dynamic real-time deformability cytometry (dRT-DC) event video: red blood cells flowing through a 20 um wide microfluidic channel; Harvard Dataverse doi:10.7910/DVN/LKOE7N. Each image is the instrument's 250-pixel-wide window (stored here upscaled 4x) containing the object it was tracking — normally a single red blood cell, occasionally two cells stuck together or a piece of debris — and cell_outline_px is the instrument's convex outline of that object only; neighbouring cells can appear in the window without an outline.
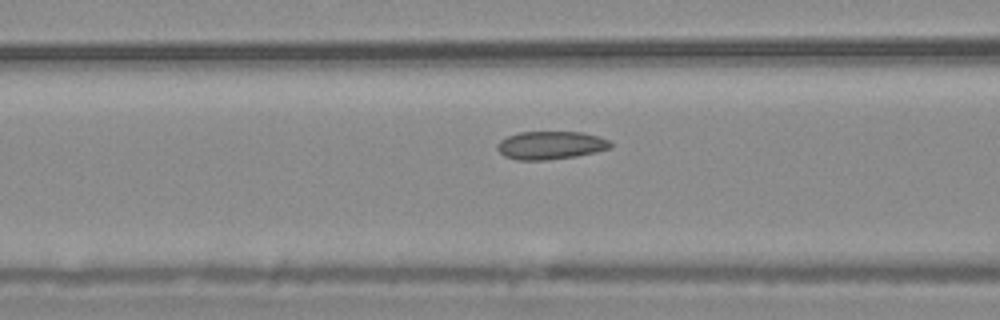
{"species": "common noctule bat (a hibernating species)", "species_latin": "Nyctalus noctula", "temperature_condition": "warm", "stored_images_in_passage": 48, "camera_frame_rate_fps": 3000, "um_per_image_px": 0.085, "animal": {"sex": "male", "body_mass_g": 20.4}, "frame": {"image": 1, "passage_image": 15, "time_ms": 4.667, "image_size_px": [1000, 320], "cell_outline_px": [[612, 148], [596, 152], [576, 156], [548, 160], [516, 160], [504, 156], [496, 148], [496, 144], [500, 140], [508, 136], [520, 132], [580, 132], [600, 136], [608, 140], [612, 144]], "centroid_in_image_um": [46.8, 12.35], "position_along_channel_um": 119.8, "area_um2": 18.67}}
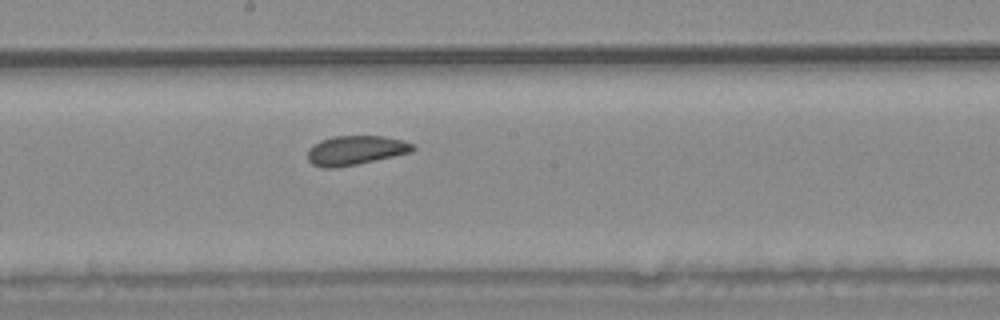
{"frame": {"image": 2, "passage_image": 23, "time_ms": 7.333, "image_size_px": [1000, 320], "cell_outline_px": [[416, 148], [412, 152], [356, 164], [336, 168], [324, 168], [312, 164], [308, 160], [308, 148], [320, 140], [332, 136], [384, 136], [404, 140], [412, 144]], "centroid_in_image_um": [30.21, 12.77], "position_along_channel_um": 218.0, "area_um2": 17.98}}
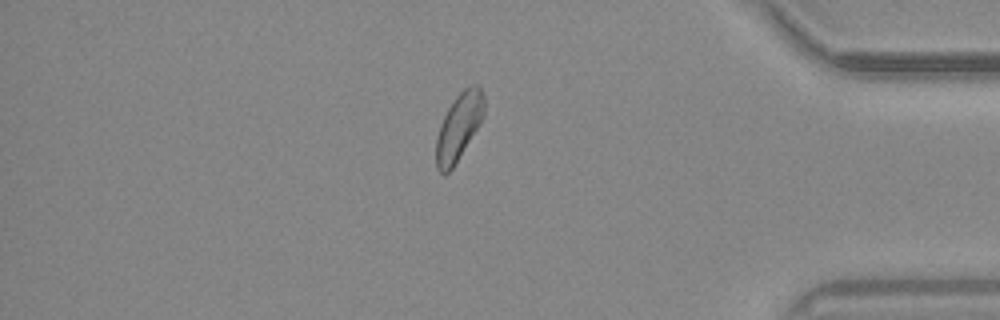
{"frame": {"image": 3, "passage_image": 40, "time_ms": 13.0, "image_size_px": [1000, 320], "cell_outline_px": [[484, 116], [480, 124], [452, 168], [448, 172], [440, 172], [436, 168], [436, 140], [440, 124], [448, 108], [456, 96], [464, 88], [472, 84], [480, 84], [484, 96]], "centroid_in_image_um": [39.02, 10.73], "position_along_channel_um": 396.2, "area_um2": 18.61}, "authors_computed_cell_mechanics": {"area_um2": 18.7272, "velocity_mm_per_s": 3.687, "shape_relaxation_time_tau1_ms": null, "shape_relaxation_time_tau2_ms": 3.0815, "deformation_change_tau1": null, "deformation_change_tau2": 0.0697}}